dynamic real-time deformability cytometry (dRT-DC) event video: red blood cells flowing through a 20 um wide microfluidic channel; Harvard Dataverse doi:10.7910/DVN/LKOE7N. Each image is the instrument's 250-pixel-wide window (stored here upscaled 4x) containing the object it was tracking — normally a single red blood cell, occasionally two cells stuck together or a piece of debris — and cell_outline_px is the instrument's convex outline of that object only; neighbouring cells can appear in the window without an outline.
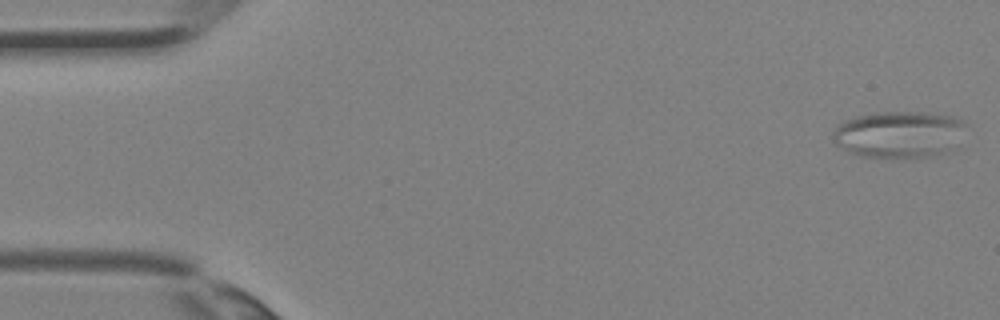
{"species": "Egyptian fruit bat (a non-hibernating species)", "species_latin": "Rousettus aegyptiacus", "temperature_condition": "room temperature", "stored_images_in_passage": 36, "camera_frame_rate_fps": 3000, "um_per_image_px": 0.085, "animal": {"sex": "female"}, "frame": {"image": 1, "passage_image": 1, "time_ms": 0.0, "image_size_px": [1000, 320], "cell_outline_px": [[968, 124], [948, 152], [940, 156], [860, 156], [848, 152], [836, 144], [832, 140], [832, 132], [844, 120], [856, 116], [876, 112], [924, 112], [956, 116], [964, 120]], "centroid_in_image_um": [76.42, 11.39], "position_along_channel_um": 8.6, "area_um2": 36.13}}
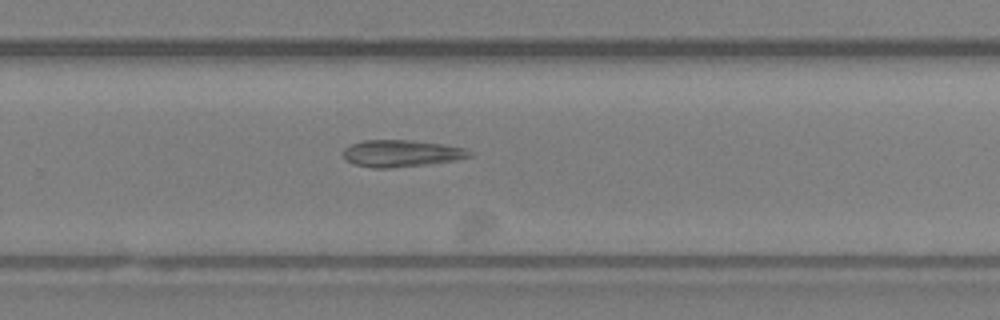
{"frame": {"image": 2, "passage_image": 24, "time_ms": 7.667, "image_size_px": [1000, 320], "cell_outline_px": [[472, 156], [456, 160], [392, 168], [372, 168], [356, 164], [344, 160], [344, 148], [348, 144], [364, 140], [412, 140], [440, 144], [464, 148], [472, 152]], "centroid_in_image_um": [34.07, 13.03], "position_along_channel_um": 295.7, "area_um2": 19.71}}
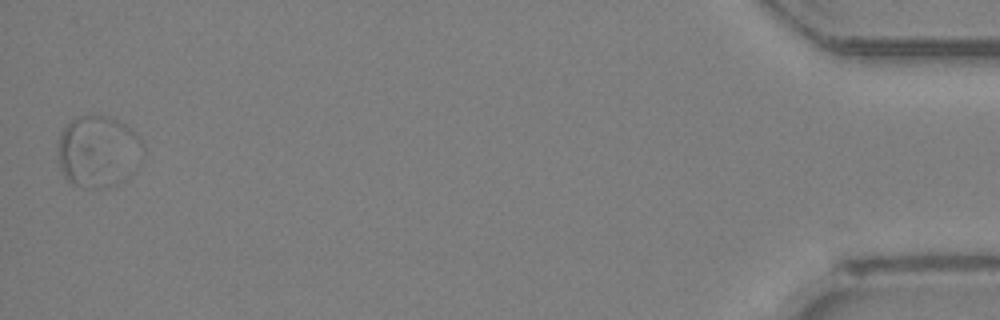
{"frame": {"image": 3, "passage_image": 36, "time_ms": 11.667, "image_size_px": [1000, 320], "cell_outline_px": [[144, 152], [132, 172], [124, 180], [108, 188], [84, 188], [72, 184], [64, 176], [60, 168], [60, 132], [72, 120], [80, 116], [108, 116], [124, 124], [144, 144]], "centroid_in_image_um": [8.36, 12.9], "position_along_channel_um": 426.8, "area_um2": 35.14}}